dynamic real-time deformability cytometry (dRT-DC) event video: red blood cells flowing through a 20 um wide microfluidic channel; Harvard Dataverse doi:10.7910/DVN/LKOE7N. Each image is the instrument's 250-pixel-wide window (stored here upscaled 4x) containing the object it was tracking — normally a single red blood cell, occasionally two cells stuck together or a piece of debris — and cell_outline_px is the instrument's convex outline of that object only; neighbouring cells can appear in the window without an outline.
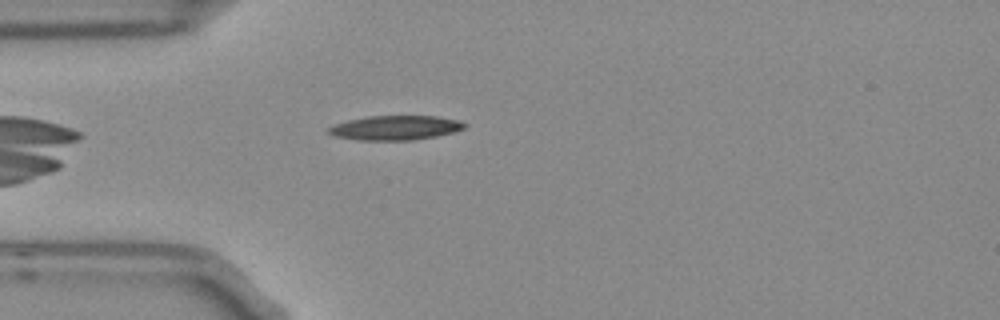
{"species": "Egyptian fruit bat (a non-hibernating species)", "species_latin": "Rousettus aegyptiacus", "temperature_condition": "room temperature", "stored_images_in_passage": 4, "camera_frame_rate_fps": 3000, "um_per_image_px": 0.085, "frame": {"image": 1, "passage_image": 4, "time_ms": 1.0, "image_size_px": [1000, 320], "cell_outline_px": [[468, 124], [464, 128], [452, 132], [436, 136], [412, 140], [360, 140], [336, 136], [328, 132], [328, 128], [336, 124], [348, 120], [368, 116], [436, 116], [456, 120]], "centroid_in_image_um": [33.61, 10.86], "position_along_channel_um": 51.4, "area_um2": 19.07}}